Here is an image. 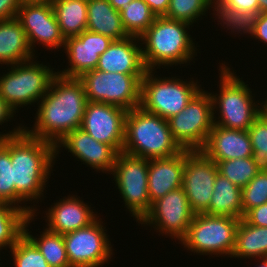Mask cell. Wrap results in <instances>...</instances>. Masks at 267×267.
I'll return each mask as SVG.
<instances>
[{
	"label": "cell",
	"mask_w": 267,
	"mask_h": 267,
	"mask_svg": "<svg viewBox=\"0 0 267 267\" xmlns=\"http://www.w3.org/2000/svg\"><path fill=\"white\" fill-rule=\"evenodd\" d=\"M182 149L172 137L168 120L141 107L127 112L122 152L140 158H168Z\"/></svg>",
	"instance_id": "4"
},
{
	"label": "cell",
	"mask_w": 267,
	"mask_h": 267,
	"mask_svg": "<svg viewBox=\"0 0 267 267\" xmlns=\"http://www.w3.org/2000/svg\"><path fill=\"white\" fill-rule=\"evenodd\" d=\"M7 67L11 68L0 76V96L15 112L20 107L38 104L57 74L51 66L40 64L34 58Z\"/></svg>",
	"instance_id": "7"
},
{
	"label": "cell",
	"mask_w": 267,
	"mask_h": 267,
	"mask_svg": "<svg viewBox=\"0 0 267 267\" xmlns=\"http://www.w3.org/2000/svg\"><path fill=\"white\" fill-rule=\"evenodd\" d=\"M211 0H170L169 8L164 17L184 21L189 24L198 22L211 10Z\"/></svg>",
	"instance_id": "34"
},
{
	"label": "cell",
	"mask_w": 267,
	"mask_h": 267,
	"mask_svg": "<svg viewBox=\"0 0 267 267\" xmlns=\"http://www.w3.org/2000/svg\"><path fill=\"white\" fill-rule=\"evenodd\" d=\"M87 30L121 40L128 37L121 15L108 0L87 1Z\"/></svg>",
	"instance_id": "25"
},
{
	"label": "cell",
	"mask_w": 267,
	"mask_h": 267,
	"mask_svg": "<svg viewBox=\"0 0 267 267\" xmlns=\"http://www.w3.org/2000/svg\"><path fill=\"white\" fill-rule=\"evenodd\" d=\"M250 225L267 227V203L254 207L243 217Z\"/></svg>",
	"instance_id": "38"
},
{
	"label": "cell",
	"mask_w": 267,
	"mask_h": 267,
	"mask_svg": "<svg viewBox=\"0 0 267 267\" xmlns=\"http://www.w3.org/2000/svg\"><path fill=\"white\" fill-rule=\"evenodd\" d=\"M211 7L213 8V14L219 19L218 25L231 30V33L235 34H250L252 38L253 30L256 26L259 12H247L235 10L232 7H229L219 0H211ZM217 13V14H216ZM226 26V27H225Z\"/></svg>",
	"instance_id": "30"
},
{
	"label": "cell",
	"mask_w": 267,
	"mask_h": 267,
	"mask_svg": "<svg viewBox=\"0 0 267 267\" xmlns=\"http://www.w3.org/2000/svg\"><path fill=\"white\" fill-rule=\"evenodd\" d=\"M22 3H25V2H41V1H44V0H20Z\"/></svg>",
	"instance_id": "48"
},
{
	"label": "cell",
	"mask_w": 267,
	"mask_h": 267,
	"mask_svg": "<svg viewBox=\"0 0 267 267\" xmlns=\"http://www.w3.org/2000/svg\"><path fill=\"white\" fill-rule=\"evenodd\" d=\"M82 81L76 77L54 76L48 92L38 103L35 124L24 130L31 136L57 144L82 124L87 105Z\"/></svg>",
	"instance_id": "1"
},
{
	"label": "cell",
	"mask_w": 267,
	"mask_h": 267,
	"mask_svg": "<svg viewBox=\"0 0 267 267\" xmlns=\"http://www.w3.org/2000/svg\"><path fill=\"white\" fill-rule=\"evenodd\" d=\"M184 167L185 150L168 158L149 159L148 194L151 204L182 187Z\"/></svg>",
	"instance_id": "22"
},
{
	"label": "cell",
	"mask_w": 267,
	"mask_h": 267,
	"mask_svg": "<svg viewBox=\"0 0 267 267\" xmlns=\"http://www.w3.org/2000/svg\"><path fill=\"white\" fill-rule=\"evenodd\" d=\"M155 72L147 70L141 80L140 107L165 120L177 115L202 89L198 80L183 81L175 76L161 78Z\"/></svg>",
	"instance_id": "6"
},
{
	"label": "cell",
	"mask_w": 267,
	"mask_h": 267,
	"mask_svg": "<svg viewBox=\"0 0 267 267\" xmlns=\"http://www.w3.org/2000/svg\"><path fill=\"white\" fill-rule=\"evenodd\" d=\"M108 1L115 10L120 11L126 4H129L134 0H108Z\"/></svg>",
	"instance_id": "44"
},
{
	"label": "cell",
	"mask_w": 267,
	"mask_h": 267,
	"mask_svg": "<svg viewBox=\"0 0 267 267\" xmlns=\"http://www.w3.org/2000/svg\"><path fill=\"white\" fill-rule=\"evenodd\" d=\"M64 38L87 30V0H50Z\"/></svg>",
	"instance_id": "28"
},
{
	"label": "cell",
	"mask_w": 267,
	"mask_h": 267,
	"mask_svg": "<svg viewBox=\"0 0 267 267\" xmlns=\"http://www.w3.org/2000/svg\"><path fill=\"white\" fill-rule=\"evenodd\" d=\"M28 216L23 209L9 203H0V250L10 249L23 235Z\"/></svg>",
	"instance_id": "31"
},
{
	"label": "cell",
	"mask_w": 267,
	"mask_h": 267,
	"mask_svg": "<svg viewBox=\"0 0 267 267\" xmlns=\"http://www.w3.org/2000/svg\"><path fill=\"white\" fill-rule=\"evenodd\" d=\"M156 17L165 16L169 8L170 0H143Z\"/></svg>",
	"instance_id": "42"
},
{
	"label": "cell",
	"mask_w": 267,
	"mask_h": 267,
	"mask_svg": "<svg viewBox=\"0 0 267 267\" xmlns=\"http://www.w3.org/2000/svg\"><path fill=\"white\" fill-rule=\"evenodd\" d=\"M16 112L7 104V102L0 96V125L6 123L11 118H14Z\"/></svg>",
	"instance_id": "43"
},
{
	"label": "cell",
	"mask_w": 267,
	"mask_h": 267,
	"mask_svg": "<svg viewBox=\"0 0 267 267\" xmlns=\"http://www.w3.org/2000/svg\"><path fill=\"white\" fill-rule=\"evenodd\" d=\"M210 92L201 89L177 115L168 119L173 139L182 150L201 151L213 128Z\"/></svg>",
	"instance_id": "10"
},
{
	"label": "cell",
	"mask_w": 267,
	"mask_h": 267,
	"mask_svg": "<svg viewBox=\"0 0 267 267\" xmlns=\"http://www.w3.org/2000/svg\"><path fill=\"white\" fill-rule=\"evenodd\" d=\"M138 37L113 40L108 49L99 57L96 69L104 72L123 74H145L147 71Z\"/></svg>",
	"instance_id": "20"
},
{
	"label": "cell",
	"mask_w": 267,
	"mask_h": 267,
	"mask_svg": "<svg viewBox=\"0 0 267 267\" xmlns=\"http://www.w3.org/2000/svg\"><path fill=\"white\" fill-rule=\"evenodd\" d=\"M221 3L239 11L258 12V0H219Z\"/></svg>",
	"instance_id": "40"
},
{
	"label": "cell",
	"mask_w": 267,
	"mask_h": 267,
	"mask_svg": "<svg viewBox=\"0 0 267 267\" xmlns=\"http://www.w3.org/2000/svg\"><path fill=\"white\" fill-rule=\"evenodd\" d=\"M190 26L192 25L184 21L156 17L153 24L139 37L146 69L154 71L162 65L172 67L190 64L198 50L188 32Z\"/></svg>",
	"instance_id": "3"
},
{
	"label": "cell",
	"mask_w": 267,
	"mask_h": 267,
	"mask_svg": "<svg viewBox=\"0 0 267 267\" xmlns=\"http://www.w3.org/2000/svg\"><path fill=\"white\" fill-rule=\"evenodd\" d=\"M247 131L251 139L253 160L260 169L267 170V119L261 114Z\"/></svg>",
	"instance_id": "37"
},
{
	"label": "cell",
	"mask_w": 267,
	"mask_h": 267,
	"mask_svg": "<svg viewBox=\"0 0 267 267\" xmlns=\"http://www.w3.org/2000/svg\"><path fill=\"white\" fill-rule=\"evenodd\" d=\"M218 167L202 151L185 150L182 189L194 214L209 210Z\"/></svg>",
	"instance_id": "14"
},
{
	"label": "cell",
	"mask_w": 267,
	"mask_h": 267,
	"mask_svg": "<svg viewBox=\"0 0 267 267\" xmlns=\"http://www.w3.org/2000/svg\"><path fill=\"white\" fill-rule=\"evenodd\" d=\"M34 217L35 215H29L27 217L24 223L23 234L42 253L50 267H71L67 258L63 235L54 233L47 228L45 230L43 229L42 234L38 237L30 234L31 232L27 228Z\"/></svg>",
	"instance_id": "29"
},
{
	"label": "cell",
	"mask_w": 267,
	"mask_h": 267,
	"mask_svg": "<svg viewBox=\"0 0 267 267\" xmlns=\"http://www.w3.org/2000/svg\"><path fill=\"white\" fill-rule=\"evenodd\" d=\"M103 222L97 218L87 227L63 235L71 267H102L109 264L114 249Z\"/></svg>",
	"instance_id": "12"
},
{
	"label": "cell",
	"mask_w": 267,
	"mask_h": 267,
	"mask_svg": "<svg viewBox=\"0 0 267 267\" xmlns=\"http://www.w3.org/2000/svg\"><path fill=\"white\" fill-rule=\"evenodd\" d=\"M62 146L66 151L68 149L77 161L80 160L83 164L96 169L95 171L112 173L118 152L112 146L95 140L81 128L71 131L55 144V158Z\"/></svg>",
	"instance_id": "18"
},
{
	"label": "cell",
	"mask_w": 267,
	"mask_h": 267,
	"mask_svg": "<svg viewBox=\"0 0 267 267\" xmlns=\"http://www.w3.org/2000/svg\"><path fill=\"white\" fill-rule=\"evenodd\" d=\"M221 65L219 94L210 93L213 112H219V118L217 114L213 115L214 124L226 129L248 130L261 115L262 103L259 100L255 102V94L242 77L239 78L225 63Z\"/></svg>",
	"instance_id": "5"
},
{
	"label": "cell",
	"mask_w": 267,
	"mask_h": 267,
	"mask_svg": "<svg viewBox=\"0 0 267 267\" xmlns=\"http://www.w3.org/2000/svg\"><path fill=\"white\" fill-rule=\"evenodd\" d=\"M113 39L108 36L84 30L80 35L68 37L64 49L68 67L57 71L64 77L79 78L83 73L95 70L100 55L105 52ZM70 66V67H69Z\"/></svg>",
	"instance_id": "17"
},
{
	"label": "cell",
	"mask_w": 267,
	"mask_h": 267,
	"mask_svg": "<svg viewBox=\"0 0 267 267\" xmlns=\"http://www.w3.org/2000/svg\"><path fill=\"white\" fill-rule=\"evenodd\" d=\"M149 159L119 152L112 171L125 207L140 222L152 206L148 194Z\"/></svg>",
	"instance_id": "11"
},
{
	"label": "cell",
	"mask_w": 267,
	"mask_h": 267,
	"mask_svg": "<svg viewBox=\"0 0 267 267\" xmlns=\"http://www.w3.org/2000/svg\"><path fill=\"white\" fill-rule=\"evenodd\" d=\"M144 74H123L99 71L83 73L79 79L87 101L121 107L127 111L140 107L141 80Z\"/></svg>",
	"instance_id": "9"
},
{
	"label": "cell",
	"mask_w": 267,
	"mask_h": 267,
	"mask_svg": "<svg viewBox=\"0 0 267 267\" xmlns=\"http://www.w3.org/2000/svg\"><path fill=\"white\" fill-rule=\"evenodd\" d=\"M23 130L24 125L20 124L6 134L0 132V203H9L23 209L28 215H36L35 213L38 209L32 205L26 206V201L16 192L14 186L13 167L11 164V136H15Z\"/></svg>",
	"instance_id": "24"
},
{
	"label": "cell",
	"mask_w": 267,
	"mask_h": 267,
	"mask_svg": "<svg viewBox=\"0 0 267 267\" xmlns=\"http://www.w3.org/2000/svg\"><path fill=\"white\" fill-rule=\"evenodd\" d=\"M258 12L267 13V0H258Z\"/></svg>",
	"instance_id": "45"
},
{
	"label": "cell",
	"mask_w": 267,
	"mask_h": 267,
	"mask_svg": "<svg viewBox=\"0 0 267 267\" xmlns=\"http://www.w3.org/2000/svg\"><path fill=\"white\" fill-rule=\"evenodd\" d=\"M201 151L216 163L252 157L253 154L251 139L247 130L226 129L215 124Z\"/></svg>",
	"instance_id": "21"
},
{
	"label": "cell",
	"mask_w": 267,
	"mask_h": 267,
	"mask_svg": "<svg viewBox=\"0 0 267 267\" xmlns=\"http://www.w3.org/2000/svg\"><path fill=\"white\" fill-rule=\"evenodd\" d=\"M239 221L237 217L195 214L181 245L197 255L231 258Z\"/></svg>",
	"instance_id": "8"
},
{
	"label": "cell",
	"mask_w": 267,
	"mask_h": 267,
	"mask_svg": "<svg viewBox=\"0 0 267 267\" xmlns=\"http://www.w3.org/2000/svg\"><path fill=\"white\" fill-rule=\"evenodd\" d=\"M264 203H267V170L261 169L257 175L242 188L243 217L249 210Z\"/></svg>",
	"instance_id": "36"
},
{
	"label": "cell",
	"mask_w": 267,
	"mask_h": 267,
	"mask_svg": "<svg viewBox=\"0 0 267 267\" xmlns=\"http://www.w3.org/2000/svg\"><path fill=\"white\" fill-rule=\"evenodd\" d=\"M261 114L267 119V97L265 98V101L262 100Z\"/></svg>",
	"instance_id": "46"
},
{
	"label": "cell",
	"mask_w": 267,
	"mask_h": 267,
	"mask_svg": "<svg viewBox=\"0 0 267 267\" xmlns=\"http://www.w3.org/2000/svg\"><path fill=\"white\" fill-rule=\"evenodd\" d=\"M128 36L140 37L155 21L156 16L143 0H134L120 11Z\"/></svg>",
	"instance_id": "32"
},
{
	"label": "cell",
	"mask_w": 267,
	"mask_h": 267,
	"mask_svg": "<svg viewBox=\"0 0 267 267\" xmlns=\"http://www.w3.org/2000/svg\"><path fill=\"white\" fill-rule=\"evenodd\" d=\"M213 188L207 214L243 218L242 189L220 173Z\"/></svg>",
	"instance_id": "26"
},
{
	"label": "cell",
	"mask_w": 267,
	"mask_h": 267,
	"mask_svg": "<svg viewBox=\"0 0 267 267\" xmlns=\"http://www.w3.org/2000/svg\"><path fill=\"white\" fill-rule=\"evenodd\" d=\"M51 206L45 211L46 228L61 235L87 227L99 218L91 205L73 194L64 196Z\"/></svg>",
	"instance_id": "19"
},
{
	"label": "cell",
	"mask_w": 267,
	"mask_h": 267,
	"mask_svg": "<svg viewBox=\"0 0 267 267\" xmlns=\"http://www.w3.org/2000/svg\"><path fill=\"white\" fill-rule=\"evenodd\" d=\"M252 37L267 45V13L259 14Z\"/></svg>",
	"instance_id": "41"
},
{
	"label": "cell",
	"mask_w": 267,
	"mask_h": 267,
	"mask_svg": "<svg viewBox=\"0 0 267 267\" xmlns=\"http://www.w3.org/2000/svg\"><path fill=\"white\" fill-rule=\"evenodd\" d=\"M35 53L31 50L26 33L14 17L0 21V64L14 65L29 61Z\"/></svg>",
	"instance_id": "23"
},
{
	"label": "cell",
	"mask_w": 267,
	"mask_h": 267,
	"mask_svg": "<svg viewBox=\"0 0 267 267\" xmlns=\"http://www.w3.org/2000/svg\"><path fill=\"white\" fill-rule=\"evenodd\" d=\"M16 18L26 33L33 53L35 44H40L47 50L64 48L66 39L61 33L50 0L22 3Z\"/></svg>",
	"instance_id": "15"
},
{
	"label": "cell",
	"mask_w": 267,
	"mask_h": 267,
	"mask_svg": "<svg viewBox=\"0 0 267 267\" xmlns=\"http://www.w3.org/2000/svg\"><path fill=\"white\" fill-rule=\"evenodd\" d=\"M21 4L20 0H0V21L16 17Z\"/></svg>",
	"instance_id": "39"
},
{
	"label": "cell",
	"mask_w": 267,
	"mask_h": 267,
	"mask_svg": "<svg viewBox=\"0 0 267 267\" xmlns=\"http://www.w3.org/2000/svg\"><path fill=\"white\" fill-rule=\"evenodd\" d=\"M216 164L218 173L241 189L261 170L252 157L219 161Z\"/></svg>",
	"instance_id": "33"
},
{
	"label": "cell",
	"mask_w": 267,
	"mask_h": 267,
	"mask_svg": "<svg viewBox=\"0 0 267 267\" xmlns=\"http://www.w3.org/2000/svg\"><path fill=\"white\" fill-rule=\"evenodd\" d=\"M127 110L100 102H87L81 129L95 140L122 152Z\"/></svg>",
	"instance_id": "16"
},
{
	"label": "cell",
	"mask_w": 267,
	"mask_h": 267,
	"mask_svg": "<svg viewBox=\"0 0 267 267\" xmlns=\"http://www.w3.org/2000/svg\"><path fill=\"white\" fill-rule=\"evenodd\" d=\"M55 145L29 135L25 130L11 136V164L16 192L26 201L43 199L52 167ZM47 182V183H46ZM45 187V188H44Z\"/></svg>",
	"instance_id": "2"
},
{
	"label": "cell",
	"mask_w": 267,
	"mask_h": 267,
	"mask_svg": "<svg viewBox=\"0 0 267 267\" xmlns=\"http://www.w3.org/2000/svg\"><path fill=\"white\" fill-rule=\"evenodd\" d=\"M261 261V262H260ZM259 265H256L257 267H267V258H262L258 260Z\"/></svg>",
	"instance_id": "47"
},
{
	"label": "cell",
	"mask_w": 267,
	"mask_h": 267,
	"mask_svg": "<svg viewBox=\"0 0 267 267\" xmlns=\"http://www.w3.org/2000/svg\"><path fill=\"white\" fill-rule=\"evenodd\" d=\"M14 267H50L42 253L23 234L10 248Z\"/></svg>",
	"instance_id": "35"
},
{
	"label": "cell",
	"mask_w": 267,
	"mask_h": 267,
	"mask_svg": "<svg viewBox=\"0 0 267 267\" xmlns=\"http://www.w3.org/2000/svg\"><path fill=\"white\" fill-rule=\"evenodd\" d=\"M194 213L182 187L168 192L152 203L150 211L139 222L143 226H152L162 235L180 241L187 234Z\"/></svg>",
	"instance_id": "13"
},
{
	"label": "cell",
	"mask_w": 267,
	"mask_h": 267,
	"mask_svg": "<svg viewBox=\"0 0 267 267\" xmlns=\"http://www.w3.org/2000/svg\"><path fill=\"white\" fill-rule=\"evenodd\" d=\"M233 257L240 260L267 258V227L250 225L241 218L236 229Z\"/></svg>",
	"instance_id": "27"
}]
</instances>
